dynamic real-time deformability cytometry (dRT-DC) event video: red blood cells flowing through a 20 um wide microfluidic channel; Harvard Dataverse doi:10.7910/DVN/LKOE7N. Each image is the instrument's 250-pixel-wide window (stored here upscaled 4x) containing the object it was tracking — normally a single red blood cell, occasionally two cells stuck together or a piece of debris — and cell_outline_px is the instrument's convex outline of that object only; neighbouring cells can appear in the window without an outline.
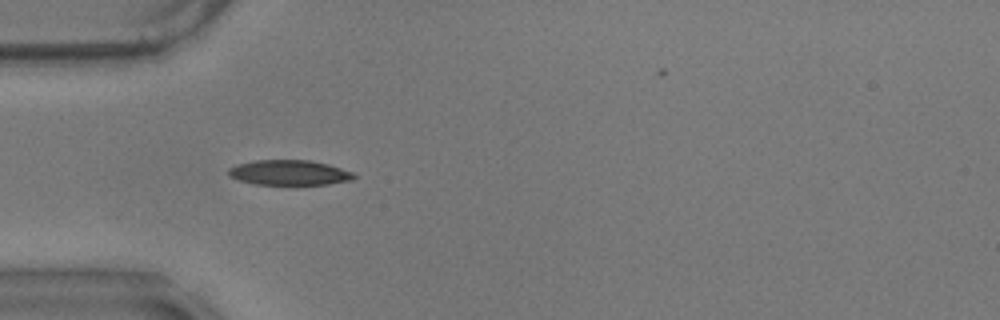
{"species": "common noctule bat (a hibernating species)", "species_latin": "Nyctalus noctula", "temperature_condition": "warm", "stored_images_in_passage": 31, "camera_frame_rate_fps": 3000, "um_per_image_px": 0.085, "animal": {"sex": "male", "body_mass_g": 17.9}, "frame": {"image": 1, "passage_image": 1, "time_ms": 0.0, "image_size_px": [1000, 320], "cell_outline_px": [[356, 176], [352, 180], [328, 184], [252, 184], [228, 176], [228, 168], [236, 164], [256, 160], [312, 160], [328, 164], [352, 172]], "centroid_in_image_um": [24.56, 14.66], "position_along_channel_um": 60.4, "area_um2": 18.32}, "authors_computed_cell_mechanics": {"area_um2": 18.496, "velocity_mm_per_s": 3.5029, "shape_relaxation_time_tau1_ms": 8.0622, "shape_relaxation_time_tau2_ms": 1.505, "deformation_change_tau1": 0.2132, "deformation_change_tau2": 0.0742}}